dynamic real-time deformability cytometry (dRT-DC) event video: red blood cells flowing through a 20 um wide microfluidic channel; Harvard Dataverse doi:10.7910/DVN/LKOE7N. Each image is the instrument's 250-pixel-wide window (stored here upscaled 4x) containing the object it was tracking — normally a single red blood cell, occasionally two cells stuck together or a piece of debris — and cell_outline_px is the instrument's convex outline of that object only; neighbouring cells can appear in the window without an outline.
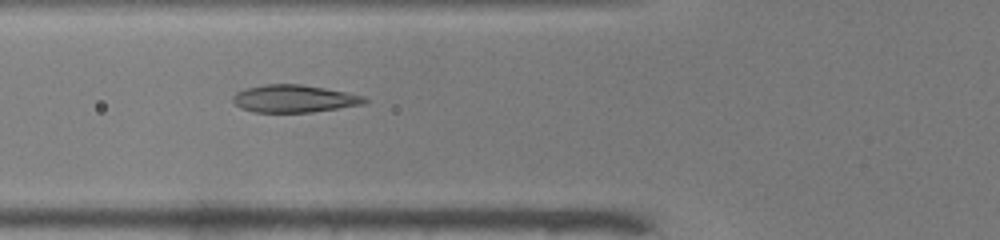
{"species": "common noctule bat (a hibernating species)", "species_latin": "Nyctalus noctula", "temperature_condition": "warm", "stored_images_in_passage": 47, "camera_frame_rate_fps": 3000, "um_per_image_px": 0.085, "animal": {"sex": "male", "body_mass_g": 19.0, "forearm_length_mm": 50.8}, "frame": {"image": 1, "passage_image": 15, "time_ms": 4.667, "image_size_px": [1000, 240], "cell_outline_px": [[368, 100], [364, 104], [312, 112], [256, 112], [240, 108], [232, 100], [232, 96], [236, 92], [248, 88], [264, 84], [300, 84], [324, 88], [364, 96]], "centroid_in_image_um": [24.98, 8.39], "position_along_channel_um": 100.8, "area_um2": 20.92}}
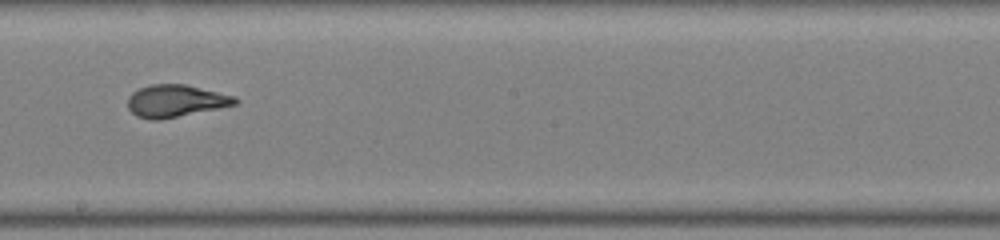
{"frame": {"image": 2, "passage_image": 25, "time_ms": 8.0, "image_size_px": [1000, 240], "cell_outline_px": [[240, 100], [236, 104], [160, 120], [152, 120], [136, 116], [128, 108], [128, 96], [132, 92], [140, 88], [152, 84], [184, 84], [236, 96]], "centroid_in_image_um": [14.91, 8.57], "position_along_channel_um": 233.3, "area_um2": 20.06}}
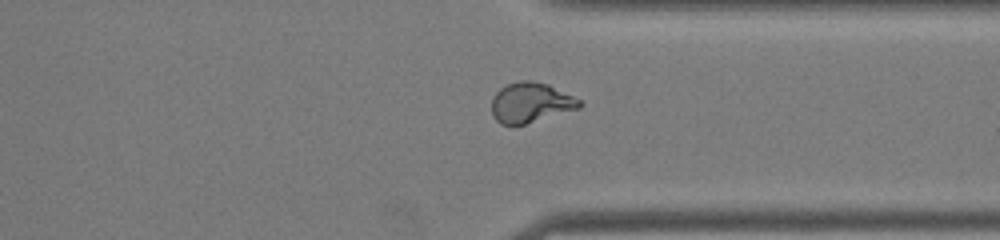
{"frame": {"image": 3, "passage_image": 35, "time_ms": 11.333, "image_size_px": [1000, 240], "cell_outline_px": [[584, 104], [580, 108], [524, 124], [500, 124], [492, 116], [492, 96], [500, 88], [508, 84], [520, 80], [528, 80], [548, 84], [580, 100]], "centroid_in_image_um": [45.09, 8.72], "position_along_channel_um": 366.3, "area_um2": 20.35}}